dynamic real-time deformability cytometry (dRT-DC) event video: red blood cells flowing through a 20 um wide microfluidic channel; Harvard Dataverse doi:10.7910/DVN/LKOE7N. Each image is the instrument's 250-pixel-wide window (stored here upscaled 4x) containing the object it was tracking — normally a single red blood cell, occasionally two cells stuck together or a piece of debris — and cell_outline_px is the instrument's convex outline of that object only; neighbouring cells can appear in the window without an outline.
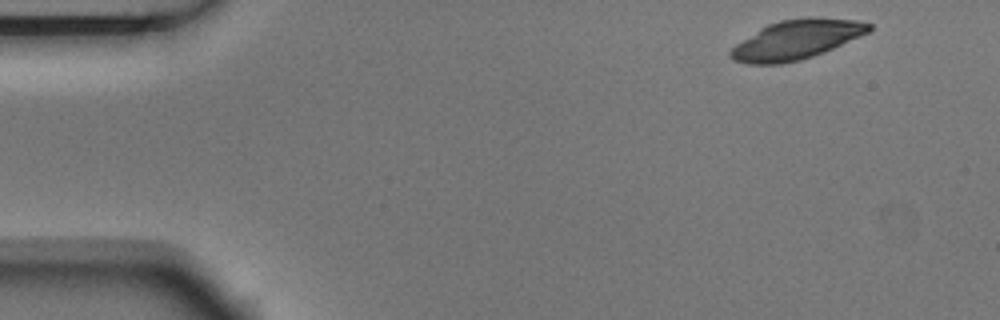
{"species": "Egyptian fruit bat (a non-hibernating species)", "species_latin": "Rousettus aegyptiacus", "temperature_condition": "room temperature", "stored_images_in_passage": 3, "segment_of_instrument_passage": [1, 2], "camera_frame_rate_fps": 3000, "um_per_image_px": 0.085, "animal": {"sex": "male"}, "frame": {"image": 1, "passage_image": 1, "time_ms": 0.0, "image_size_px": [1000, 320], "cell_outline_px": [[872, 28], [868, 32], [860, 36], [824, 52], [800, 60], [780, 64], [748, 64], [732, 60], [728, 56], [728, 52], [736, 44], [760, 28], [768, 24], [780, 20], [808, 16], [856, 20], [872, 24]], "centroid_in_image_um": [67.67, 3.37], "position_along_channel_um": 17.3, "area_um2": 31.73}}